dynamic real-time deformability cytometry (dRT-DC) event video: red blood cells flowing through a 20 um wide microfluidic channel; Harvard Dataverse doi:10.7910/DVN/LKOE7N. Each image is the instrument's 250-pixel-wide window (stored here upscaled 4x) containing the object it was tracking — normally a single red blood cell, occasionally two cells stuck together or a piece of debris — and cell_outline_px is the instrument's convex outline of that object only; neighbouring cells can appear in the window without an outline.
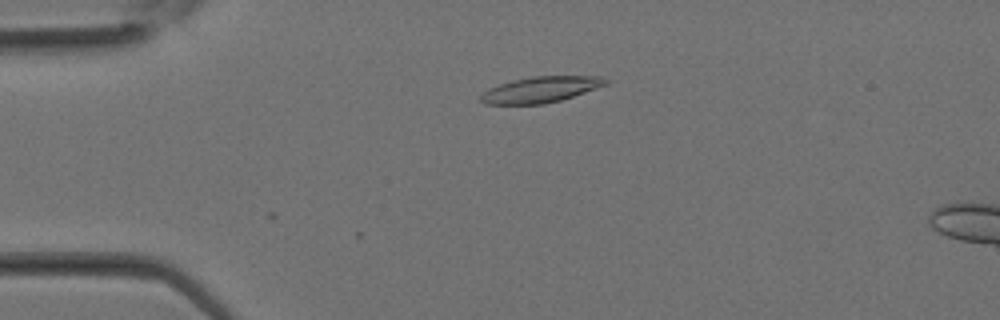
{"species": "Egyptian fruit bat (a non-hibernating species)", "species_latin": "Rousettus aegyptiacus", "temperature_condition": "room temperature", "stored_images_in_passage": 5, "camera_frame_rate_fps": 3000, "um_per_image_px": 0.085, "animal": {"sex": "female"}, "frame": {"image": 1, "passage_image": 3, "time_ms": 0.667, "image_size_px": [1000, 320], "cell_outline_px": [[608, 84], [560, 100], [544, 104], [484, 104], [480, 100], [480, 96], [488, 88], [512, 80], [532, 76], [604, 76], [608, 80]], "centroid_in_image_um": [45.95, 7.6], "position_along_channel_um": 39.1, "area_um2": 18.79}}